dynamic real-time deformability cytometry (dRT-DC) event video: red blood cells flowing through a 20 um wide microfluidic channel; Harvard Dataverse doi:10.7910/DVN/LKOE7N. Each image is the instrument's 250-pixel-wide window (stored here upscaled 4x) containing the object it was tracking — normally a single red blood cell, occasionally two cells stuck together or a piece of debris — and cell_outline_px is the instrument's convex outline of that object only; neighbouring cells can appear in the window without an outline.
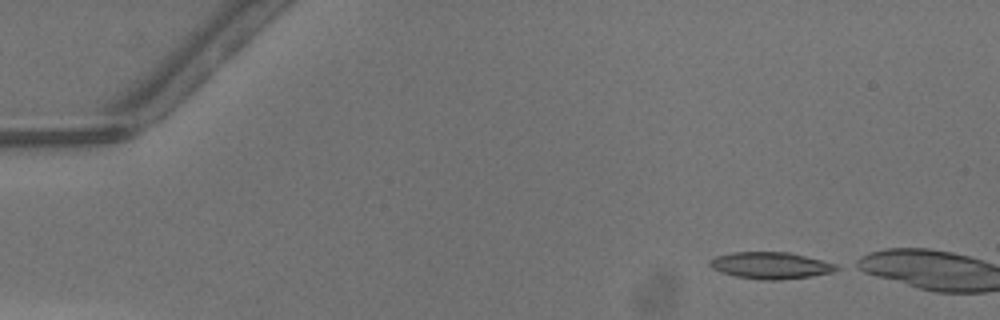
{"species": "common noctule bat (a hibernating species)", "species_latin": "Nyctalus noctula", "temperature_condition": "warm", "stored_images_in_passage": 4, "camera_frame_rate_fps": 3000, "um_per_image_px": 0.085, "animal": {"sex": "male", "body_mass_g": 13.3}, "frame": {"image": 1, "passage_image": 1, "time_ms": 0.0, "image_size_px": [1000, 320], "cell_outline_px": [[840, 268], [832, 272], [812, 276], [780, 280], [764, 280], [736, 276], [720, 272], [712, 268], [708, 264], [708, 260], [716, 256], [732, 252], [788, 252], [836, 264]], "centroid_in_image_um": [65.46, 22.56], "position_along_channel_um": 19.5, "area_um2": 19.65}}